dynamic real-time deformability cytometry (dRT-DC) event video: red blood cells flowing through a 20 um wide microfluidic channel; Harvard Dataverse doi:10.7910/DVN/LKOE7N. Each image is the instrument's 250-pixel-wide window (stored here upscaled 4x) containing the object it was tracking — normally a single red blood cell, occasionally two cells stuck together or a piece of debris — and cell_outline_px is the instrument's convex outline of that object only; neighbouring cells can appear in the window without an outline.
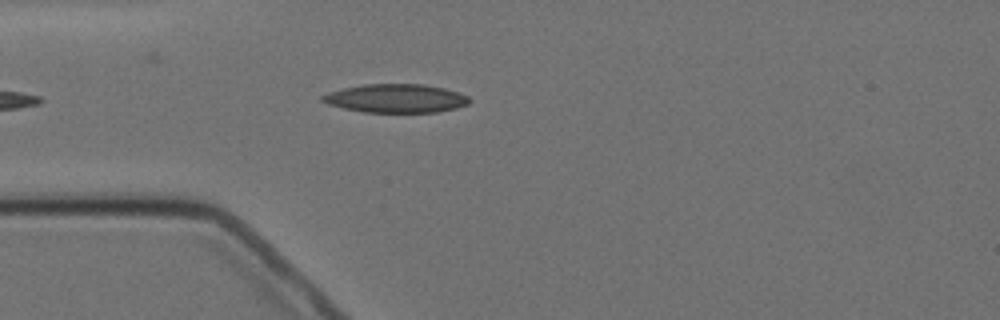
{"species": "Egyptian fruit bat (a non-hibernating species)", "species_latin": "Rousettus aegyptiacus", "temperature_condition": "cold", "stored_images_in_passage": 4, "camera_frame_rate_fps": 3000, "um_per_image_px": 0.085, "animal": {"sex": "female"}, "frame": {"image": 1, "passage_image": 3, "time_ms": 3.0, "image_size_px": [1000, 320], "cell_outline_px": [[472, 100], [468, 104], [456, 108], [436, 112], [364, 112], [344, 108], [328, 104], [320, 100], [320, 96], [328, 92], [344, 88], [364, 84], [424, 84], [444, 88], [460, 92], [468, 96]], "centroid_in_image_um": [33.67, 8.36], "position_along_channel_um": 51.3, "area_um2": 24.57}}